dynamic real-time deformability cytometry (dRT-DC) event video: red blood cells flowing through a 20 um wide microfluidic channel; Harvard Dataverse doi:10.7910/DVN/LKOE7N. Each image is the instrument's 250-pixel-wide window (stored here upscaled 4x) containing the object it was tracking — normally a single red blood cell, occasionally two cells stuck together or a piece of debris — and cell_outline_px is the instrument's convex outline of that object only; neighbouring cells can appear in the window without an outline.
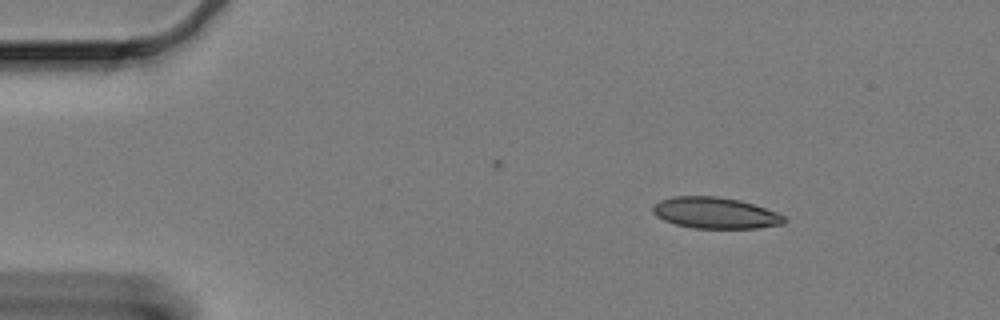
{"species": "Egyptian fruit bat (a non-hibernating species)", "species_latin": "Rousettus aegyptiacus", "temperature_condition": "cold", "stored_images_in_passage": 11, "camera_frame_rate_fps": 3000, "um_per_image_px": 0.085, "animal": {"sex": "female"}, "frame": {"image": 1, "passage_image": 9, "time_ms": 2.667, "image_size_px": [1000, 320], "cell_outline_px": [[788, 220], [784, 224], [756, 228], [692, 228], [676, 224], [664, 220], [656, 216], [652, 212], [652, 204], [660, 200], [672, 196], [716, 196], [740, 200], [776, 212], [784, 216]], "centroid_in_image_um": [60.77, 18.1], "position_along_channel_um": 24.2, "area_um2": 23.99}}